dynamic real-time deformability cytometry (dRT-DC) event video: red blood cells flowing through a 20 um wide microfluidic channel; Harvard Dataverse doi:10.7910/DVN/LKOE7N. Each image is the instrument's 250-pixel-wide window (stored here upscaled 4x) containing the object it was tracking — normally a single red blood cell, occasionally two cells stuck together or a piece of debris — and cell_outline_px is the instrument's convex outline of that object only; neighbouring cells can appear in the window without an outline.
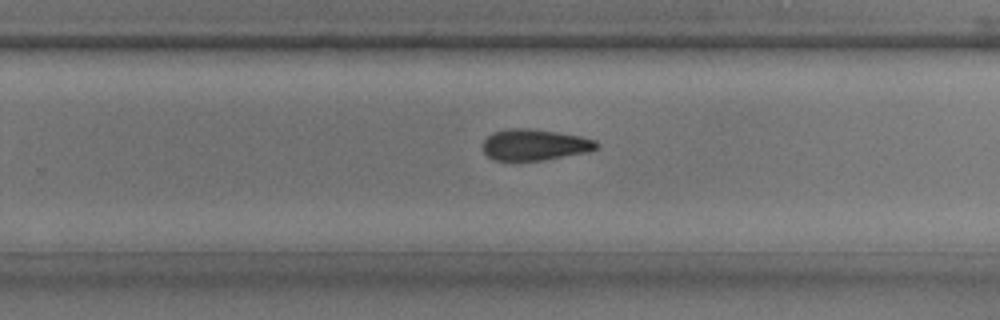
{"species": "common noctule bat (a hibernating species)", "species_latin": "Nyctalus noctula", "temperature_condition": "room temperature", "stored_images_in_passage": 26, "camera_frame_rate_fps": 3000, "um_per_image_px": 0.085, "animal": {"sex": "male", "body_mass_g": 17.9, "forearm_length_mm": 54.2}, "frame": {"image": 1, "passage_image": 19, "time_ms": 6.0, "image_size_px": [1000, 320], "cell_outline_px": [[600, 144], [596, 148], [588, 152], [544, 160], [492, 160], [484, 152], [484, 140], [492, 132], [512, 128], [528, 128], [556, 132], [580, 136], [596, 140]], "centroid_in_image_um": [45.46, 12.3], "position_along_channel_um": 284.3, "area_um2": 20.58}}
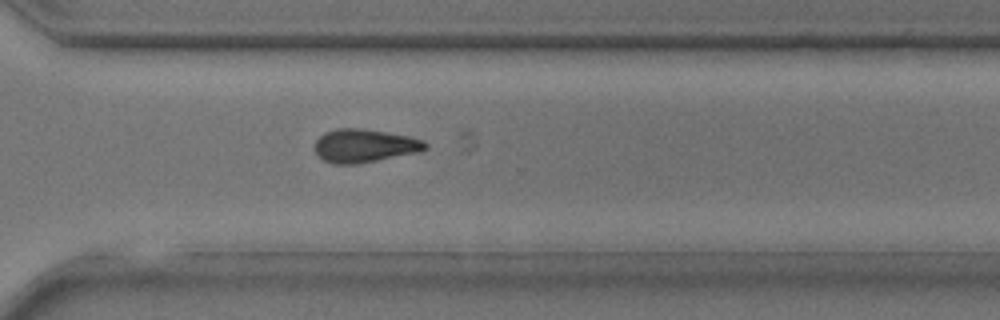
{"frame": {"image": 2, "passage_image": 22, "time_ms": 7.0, "image_size_px": [1000, 320], "cell_outline_px": [[428, 148], [420, 152], [356, 164], [332, 164], [316, 156], [316, 140], [324, 132], [336, 128], [360, 128], [408, 136], [424, 140], [428, 144]], "centroid_in_image_um": [30.98, 12.39], "position_along_channel_um": 339.6, "area_um2": 21.5}}